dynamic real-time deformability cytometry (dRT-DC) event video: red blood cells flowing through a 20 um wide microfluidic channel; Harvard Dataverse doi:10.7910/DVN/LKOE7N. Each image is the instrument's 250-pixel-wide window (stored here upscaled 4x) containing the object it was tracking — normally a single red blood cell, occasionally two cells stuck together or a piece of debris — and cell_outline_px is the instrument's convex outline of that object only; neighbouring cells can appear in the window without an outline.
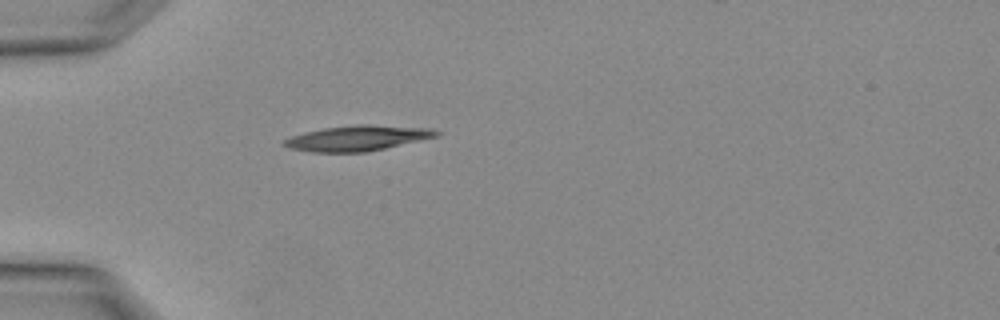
{"species": "Egyptian fruit bat (a non-hibernating species)", "species_latin": "Rousettus aegyptiacus", "temperature_condition": "warm", "stored_images_in_passage": 2, "camera_frame_rate_fps": 3000, "um_per_image_px": 0.085, "animal": {"sex": "female"}, "frame": {"image": 1, "passage_image": 1, "time_ms": 0.0, "image_size_px": [1000, 320], "cell_outline_px": [[444, 132], [440, 136], [384, 148], [364, 152], [312, 152], [288, 148], [280, 144], [284, 140], [292, 136], [304, 132], [324, 128], [356, 124], [368, 124], [432, 128]], "centroid_in_image_um": [30.42, 11.73], "position_along_channel_um": 54.6, "area_um2": 22.66}}